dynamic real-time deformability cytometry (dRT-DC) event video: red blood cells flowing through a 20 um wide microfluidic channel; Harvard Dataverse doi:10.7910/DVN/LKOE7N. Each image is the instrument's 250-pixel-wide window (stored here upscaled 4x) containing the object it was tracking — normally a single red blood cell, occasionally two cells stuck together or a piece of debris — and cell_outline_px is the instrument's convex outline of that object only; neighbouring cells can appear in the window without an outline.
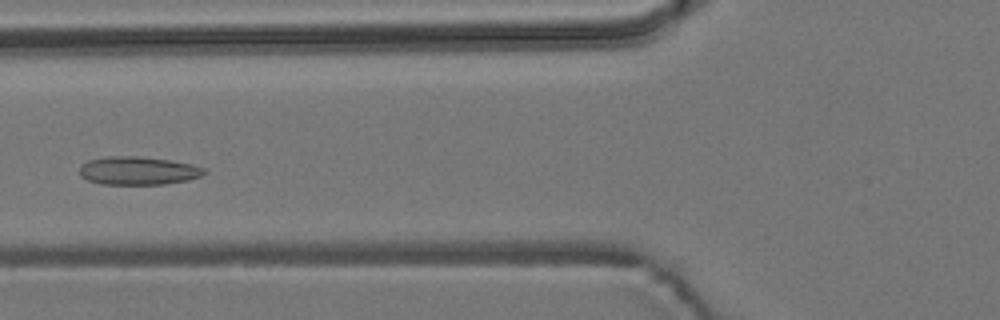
{"species": "common noctule bat (a hibernating species)", "species_latin": "Nyctalus noctula", "temperature_condition": "room temperature", "stored_images_in_passage": 5, "camera_frame_rate_fps": 3000, "um_per_image_px": 0.085, "animal": {"sex": "male", "body_mass_g": 19.2, "forearm_length_mm": 51.8}, "frame": {"image": 1, "passage_image": 5, "time_ms": 4.667, "image_size_px": [1000, 320], "cell_outline_px": [[208, 172], [200, 176], [188, 180], [164, 184], [100, 184], [88, 180], [80, 176], [80, 164], [88, 160], [108, 156], [136, 156], [172, 160], [192, 164], [204, 168]], "centroid_in_image_um": [11.73, 14.5], "position_along_channel_um": 114.1, "area_um2": 20.63}}